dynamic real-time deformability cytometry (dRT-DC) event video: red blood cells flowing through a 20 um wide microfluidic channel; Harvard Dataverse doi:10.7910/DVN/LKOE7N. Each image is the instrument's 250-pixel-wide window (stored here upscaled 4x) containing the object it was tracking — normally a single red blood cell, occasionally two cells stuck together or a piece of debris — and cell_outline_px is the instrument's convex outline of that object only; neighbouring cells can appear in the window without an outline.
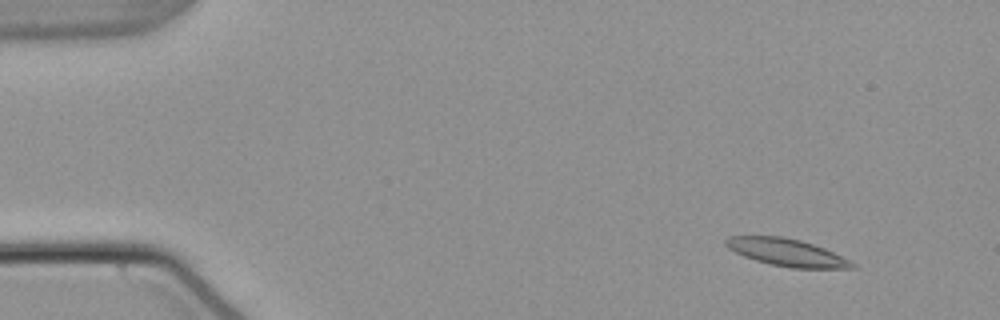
{"species": "common noctule bat (a hibernating species)", "species_latin": "Nyctalus noctula", "temperature_condition": "warm", "stored_images_in_passage": 55, "camera_frame_rate_fps": 3000, "um_per_image_px": 0.085, "animal": {"sex": "male", "body_mass_g": 21.5, "forearm_length_mm": 52.0}, "frame": {"image": 1, "passage_image": 6, "time_ms": 1.667, "image_size_px": [1000, 320], "cell_outline_px": [[856, 268], [788, 268], [768, 264], [744, 256], [728, 248], [724, 244], [724, 240], [728, 236], [780, 236], [800, 240], [824, 248], [856, 264]], "centroid_in_image_um": [66.83, 21.46], "position_along_channel_um": 18.2, "area_um2": 20.0}}
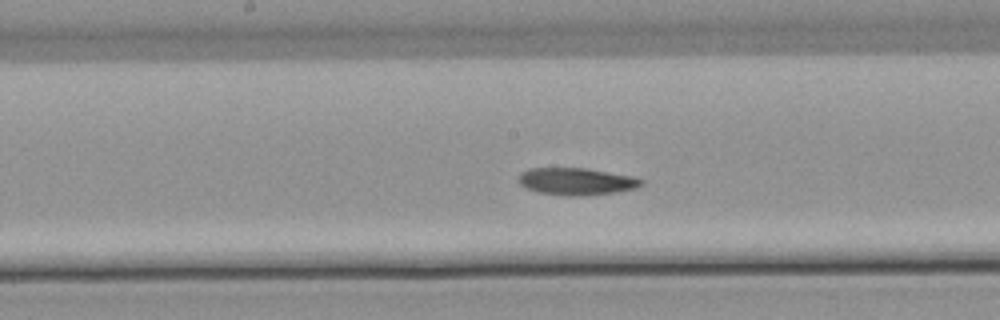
{"frame": {"image": 2, "passage_image": 29, "time_ms": 9.333, "image_size_px": [1000, 320], "cell_outline_px": [[644, 184], [636, 188], [616, 192], [576, 196], [564, 196], [540, 192], [528, 188], [520, 184], [516, 180], [520, 172], [528, 168], [588, 168], [632, 176], [644, 180]], "centroid_in_image_um": [48.98, 15.41], "position_along_channel_um": 199.2, "area_um2": 19.54}}
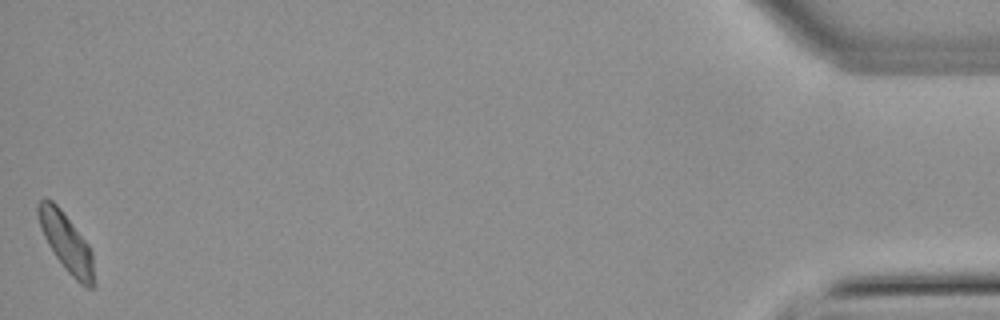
{"frame": {"image": 3, "passage_image": 55, "time_ms": 18.0, "image_size_px": [1000, 320], "cell_outline_px": [[96, 284], [92, 288], [88, 288], [80, 284], [64, 268], [48, 244], [40, 228], [36, 212], [36, 204], [44, 196], [52, 200], [60, 208], [88, 244], [92, 252]], "centroid_in_image_um": [5.63, 20.61], "position_along_channel_um": 429.6, "area_um2": 19.19}, "authors_computed_cell_mechanics": {"area_um2": 19.4786, "velocity_mm_per_s": 3.7682, "shape_relaxation_time_tau1_ms": 10.5317, "shape_relaxation_time_tau2_ms": null, "deformation_change_tau1": 0.1867, "deformation_change_tau2": null}}